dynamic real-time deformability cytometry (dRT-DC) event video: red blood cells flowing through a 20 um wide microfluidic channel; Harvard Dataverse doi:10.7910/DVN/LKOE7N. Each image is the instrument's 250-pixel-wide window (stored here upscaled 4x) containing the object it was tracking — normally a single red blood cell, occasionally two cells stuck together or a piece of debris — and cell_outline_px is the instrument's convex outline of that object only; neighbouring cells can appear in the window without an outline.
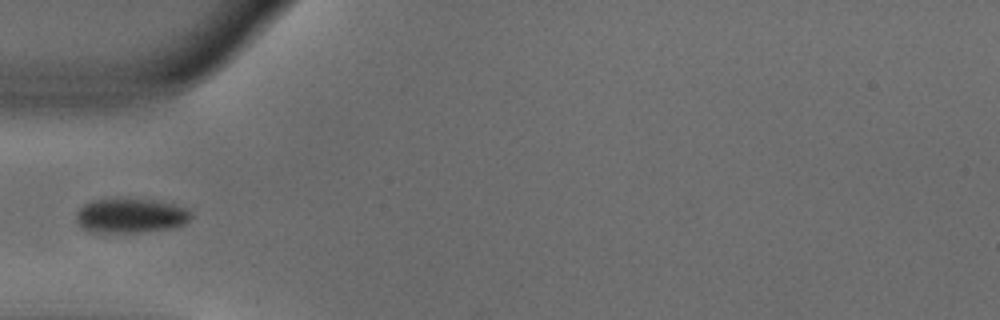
{"species": "common noctule bat (a hibernating species)", "species_latin": "Nyctalus noctula", "temperature_condition": "warm", "stored_images_in_passage": 19, "camera_frame_rate_fps": 3000, "um_per_image_px": 0.085, "animal": {"sex": "male", "body_mass_g": 18.8}, "frame": {"image": 1, "passage_image": 1, "time_ms": 0.0, "image_size_px": [1000, 320], "cell_outline_px": [[192, 216], [184, 224], [172, 228], [136, 232], [88, 232], [76, 220], [76, 212], [84, 204], [92, 200], [124, 196], [152, 200], [172, 204], [184, 208], [192, 212]], "centroid_in_image_um": [11.07, 18.29], "position_along_channel_um": 73.9, "area_um2": 23.47}}
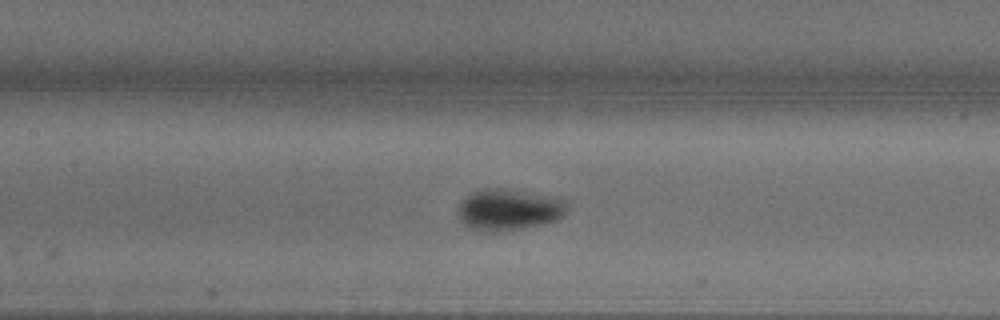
{"frame": {"image": 2, "passage_image": 8, "time_ms": 2.333, "image_size_px": [1000, 320], "cell_outline_px": [[568, 200], [564, 216], [556, 220], [524, 228], [500, 232], [476, 232], [468, 228], [460, 220], [460, 204], [472, 192], [484, 188], [496, 188]], "centroid_in_image_um": [43.22, 17.87], "position_along_channel_um": 164.2, "area_um2": 25.89}}
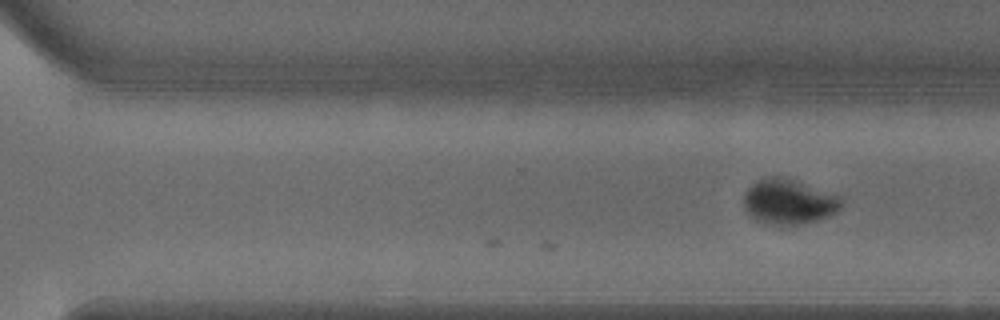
{"frame": {"image": 3, "passage_image": 19, "time_ms": 6.0, "image_size_px": [1000, 320], "cell_outline_px": [[844, 200], [840, 208], [836, 212], [828, 216], [816, 220], [800, 224], [764, 224], [756, 220], [748, 212], [744, 204], [744, 192], [752, 184], [768, 176], [780, 176], [840, 196]], "centroid_in_image_um": [67.04, 17.15], "position_along_channel_um": 303.6, "area_um2": 25.2}}